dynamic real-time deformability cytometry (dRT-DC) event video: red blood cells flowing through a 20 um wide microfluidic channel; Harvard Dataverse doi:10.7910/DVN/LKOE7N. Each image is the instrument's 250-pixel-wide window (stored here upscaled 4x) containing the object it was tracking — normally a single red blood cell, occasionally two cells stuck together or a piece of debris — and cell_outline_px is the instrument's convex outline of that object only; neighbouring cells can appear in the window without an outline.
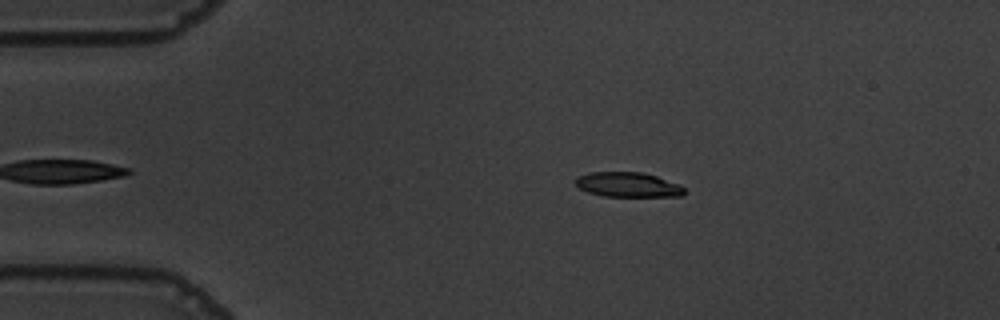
{"species": "common noctule bat (a hibernating species)", "species_latin": "Nyctalus noctula", "temperature_condition": "warm", "stored_images_in_passage": 42, "camera_frame_rate_fps": 3000, "um_per_image_px": 0.085, "animal": {"sex": "male", "body_mass_g": 19.5, "forearm_length_mm": 54.6}, "frame": {"image": 1, "passage_image": 4, "time_ms": 1.0, "image_size_px": [1000, 320], "cell_outline_px": [[684, 192], [680, 196], [604, 196], [588, 192], [580, 188], [576, 184], [576, 176], [588, 172], [640, 172], [656, 176], [680, 184], [684, 188]], "centroid_in_image_um": [53.35, 15.69], "position_along_channel_um": 31.6, "area_um2": 15.61}}
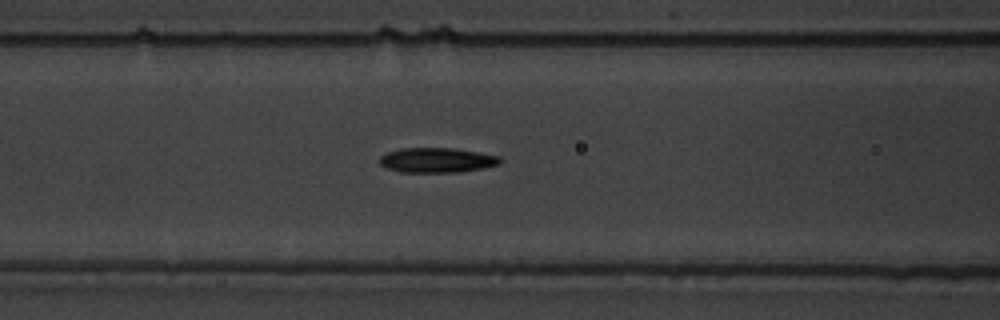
{"frame": {"image": 2, "passage_image": 16, "time_ms": 5.0, "image_size_px": [1000, 320], "cell_outline_px": [[504, 160], [500, 164], [484, 168], [460, 172], [400, 172], [388, 168], [380, 164], [380, 156], [388, 152], [400, 148], [452, 148], [500, 156]], "centroid_in_image_um": [37.17, 13.62], "position_along_channel_um": 129.4, "area_um2": 17.46}}
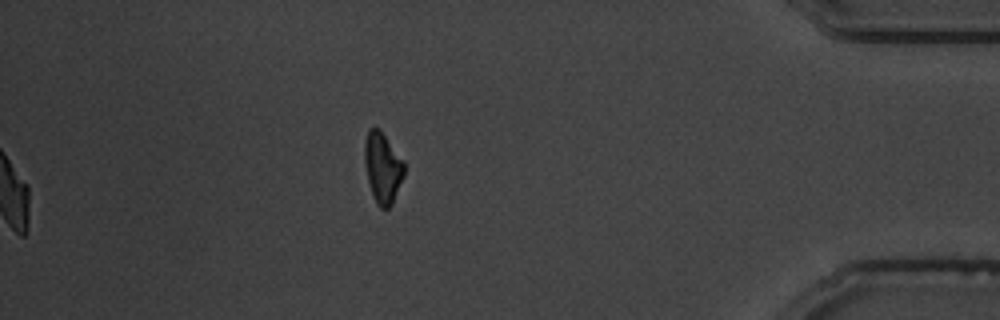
{"frame": {"image": 3, "passage_image": 42, "time_ms": 13.667, "image_size_px": [1000, 320], "cell_outline_px": [[404, 176], [392, 204], [388, 208], [380, 208], [376, 204], [368, 180], [364, 164], [364, 140], [368, 128], [380, 128], [404, 160]], "centroid_in_image_um": [32.52, 14.21], "position_along_channel_um": 402.7, "area_um2": 16.53}, "authors_computed_cell_mechanics": {"area_um2": 17.2244, "velocity_mm_per_s": 3.6424, "shape_relaxation_time_tau1_ms": 3.0942, "shape_relaxation_time_tau2_ms": 4.1755, "deformation_change_tau1": 0.1581, "deformation_change_tau2": 0.1199}}